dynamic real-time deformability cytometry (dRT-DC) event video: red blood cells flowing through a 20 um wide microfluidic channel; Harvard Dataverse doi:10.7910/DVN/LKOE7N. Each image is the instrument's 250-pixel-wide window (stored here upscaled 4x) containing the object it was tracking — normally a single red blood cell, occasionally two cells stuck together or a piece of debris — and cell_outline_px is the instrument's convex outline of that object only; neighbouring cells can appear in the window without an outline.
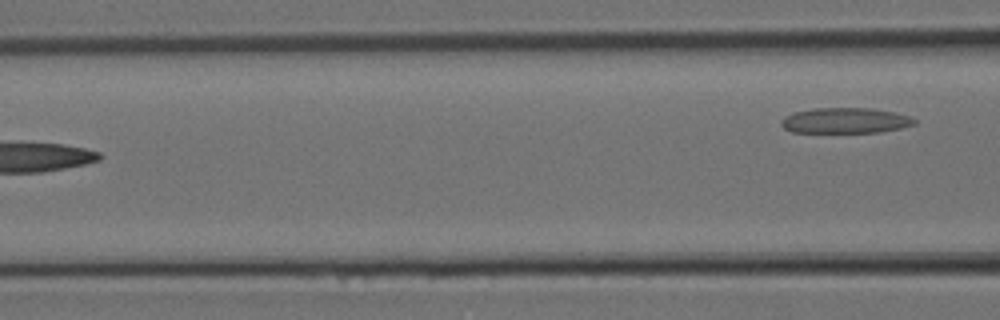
{"species": "Egyptian fruit bat (a non-hibernating species)", "species_latin": "Rousettus aegyptiacus", "temperature_condition": "room temperature", "stored_images_in_passage": 8, "segment_of_instrument_passage": [2, 2], "camera_frame_rate_fps": 3000, "um_per_image_px": 0.085, "animal": {"sex": "female"}, "frame": {"image": 1, "passage_image": 8, "time_ms": 2.333, "image_size_px": [1000, 320], "cell_outline_px": [[916, 124], [900, 128], [880, 132], [792, 132], [784, 128], [780, 124], [780, 120], [784, 116], [792, 112], [812, 108], [872, 108], [892, 112], [908, 116], [916, 120]], "centroid_in_image_um": [71.79, 10.24], "position_along_channel_um": 94.8, "area_um2": 19.83}}